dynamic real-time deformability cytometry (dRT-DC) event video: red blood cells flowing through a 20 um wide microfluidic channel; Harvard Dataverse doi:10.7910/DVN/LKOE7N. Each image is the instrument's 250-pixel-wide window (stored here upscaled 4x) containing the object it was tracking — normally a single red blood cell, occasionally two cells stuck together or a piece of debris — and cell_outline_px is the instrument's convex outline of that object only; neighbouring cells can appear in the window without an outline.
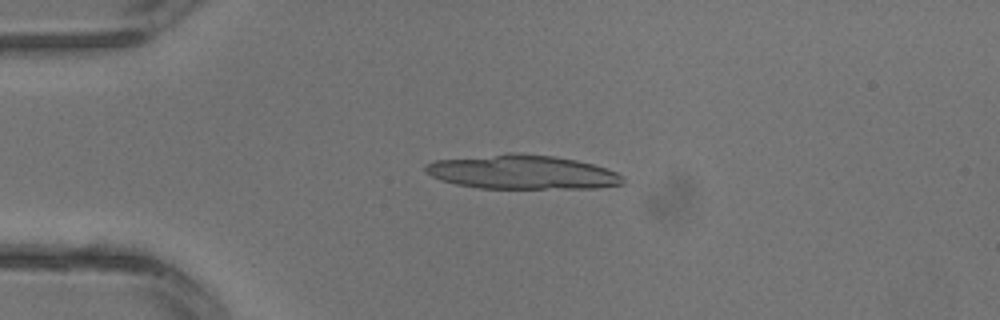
{"species": "common noctule bat (a hibernating species)", "species_latin": "Nyctalus noctula", "temperature_condition": "warm", "stored_images_in_passage": 3, "camera_frame_rate_fps": 3000, "um_per_image_px": 0.085, "animal": {"sex": "male", "body_mass_g": 13.3}, "frame": {"image": 1, "passage_image": 3, "time_ms": 0.667, "image_size_px": [1000, 320], "cell_outline_px": [[624, 184], [596, 188], [480, 188], [456, 184], [440, 180], [424, 172], [424, 164], [436, 160], [508, 152], [516, 152], [556, 156], [576, 160], [592, 164], [616, 172], [624, 176]], "centroid_in_image_um": [44.36, 14.62], "position_along_channel_um": 40.6, "area_um2": 39.59}}